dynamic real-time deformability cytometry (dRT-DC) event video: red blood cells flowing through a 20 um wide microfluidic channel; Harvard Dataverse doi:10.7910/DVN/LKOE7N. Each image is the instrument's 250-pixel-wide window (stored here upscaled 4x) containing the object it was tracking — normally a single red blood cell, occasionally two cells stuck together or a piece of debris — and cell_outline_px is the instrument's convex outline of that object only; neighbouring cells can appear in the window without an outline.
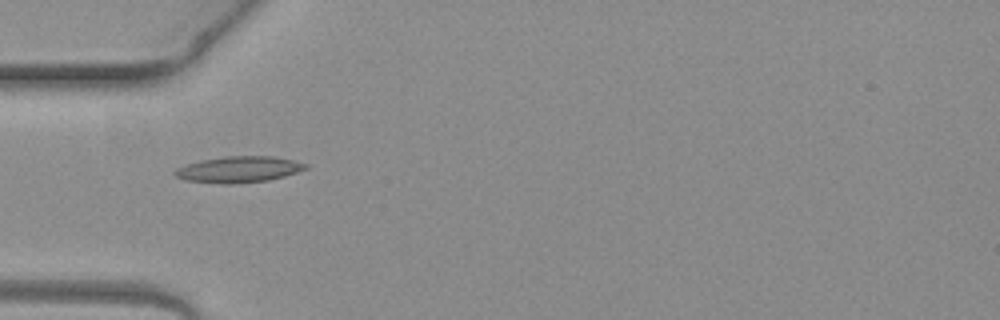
{"species": "common noctule bat (a hibernating species)", "species_latin": "Nyctalus noctula", "temperature_condition": "warm", "stored_images_in_passage": 4, "camera_frame_rate_fps": 3000, "um_per_image_px": 0.085, "animal": {"sex": "female", "body_mass_g": 19.3, "forearm_length_mm": 54.1}, "frame": {"image": 1, "passage_image": 3, "time_ms": 0.667, "image_size_px": [1000, 320], "cell_outline_px": [[308, 168], [284, 176], [268, 180], [228, 184], [224, 184], [184, 180], [176, 176], [172, 172], [176, 168], [184, 164], [200, 160], [224, 156], [272, 156], [292, 160], [308, 164]], "centroid_in_image_um": [20.24, 14.39], "position_along_channel_um": 64.8, "area_um2": 19.94}}
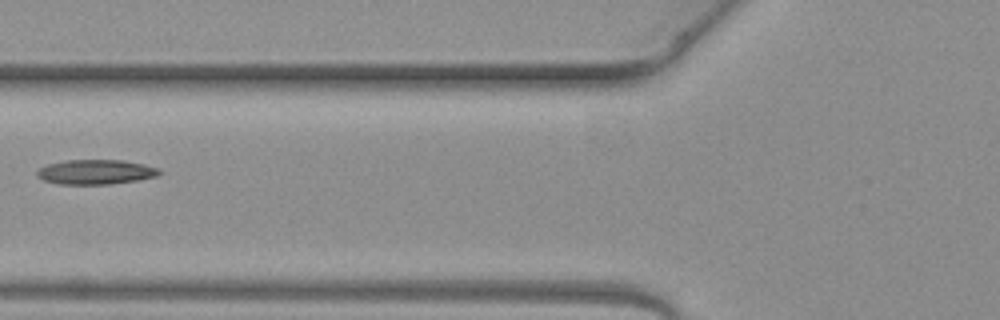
{"frame": {"image": 2, "passage_image": 4, "time_ms": 1.0, "image_size_px": [1000, 320], "cell_outline_px": [[160, 172], [156, 176], [136, 180], [108, 184], [60, 184], [44, 180], [36, 176], [36, 172], [40, 168], [48, 164], [68, 160], [124, 160], [144, 164], [160, 168]], "centroid_in_image_um": [8.13, 14.61], "position_along_channel_um": 117.7, "area_um2": 17.46}}